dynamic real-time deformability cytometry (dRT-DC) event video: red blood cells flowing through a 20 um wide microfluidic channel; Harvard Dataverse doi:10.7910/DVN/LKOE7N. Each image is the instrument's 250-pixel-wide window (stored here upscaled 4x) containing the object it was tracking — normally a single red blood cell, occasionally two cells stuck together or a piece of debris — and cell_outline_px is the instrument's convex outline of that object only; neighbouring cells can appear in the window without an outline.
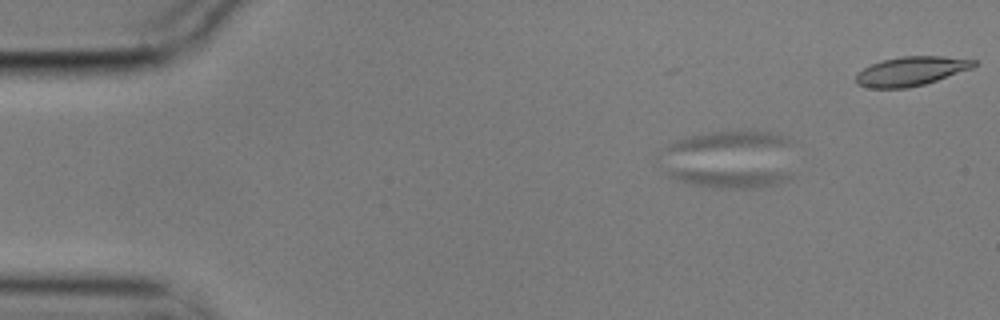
{"species": "common noctule bat (a hibernating species)", "species_latin": "Nyctalus noctula", "temperature_condition": "cold", "stored_images_in_passage": 7, "segment_of_instrument_passage": [1, 2], "camera_frame_rate_fps": 3000, "um_per_image_px": 0.085, "animal": {"sex": "male", "body_mass_g": 17.9}, "frame": {"image": 1, "passage_image": 3, "time_ms": 0.667, "image_size_px": [1000, 320], "cell_outline_px": [[792, 176], [788, 180], [776, 184], [760, 188], [716, 188], [688, 184], [668, 176], [668, 172], [788, 172]], "centroid_in_image_um": [62.18, 15.22], "position_along_channel_um": 22.8, "area_um2": 11.68}}